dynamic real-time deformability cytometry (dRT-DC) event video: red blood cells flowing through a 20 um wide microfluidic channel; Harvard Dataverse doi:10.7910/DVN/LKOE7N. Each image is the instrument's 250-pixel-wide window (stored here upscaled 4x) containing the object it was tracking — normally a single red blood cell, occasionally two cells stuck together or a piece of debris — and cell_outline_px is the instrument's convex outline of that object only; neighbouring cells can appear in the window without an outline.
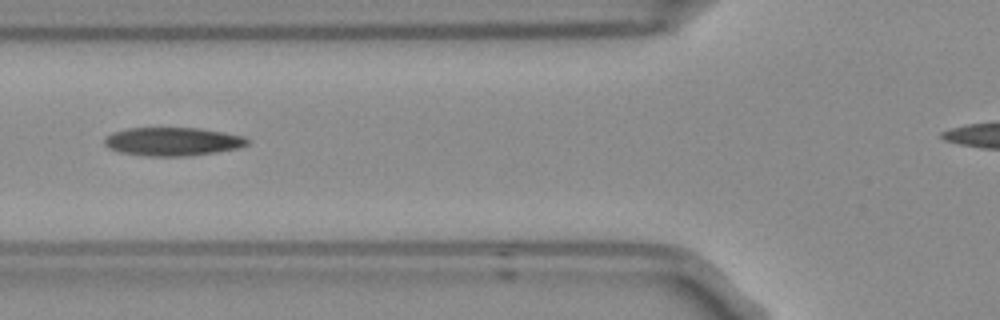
{"species": "Egyptian fruit bat (a non-hibernating species)", "species_latin": "Rousettus aegyptiacus", "temperature_condition": "room temperature", "stored_images_in_passage": 3, "camera_frame_rate_fps": 3000, "um_per_image_px": 0.085, "frame": {"image": 1, "passage_image": 3, "time_ms": 0.667, "image_size_px": [1000, 320], "cell_outline_px": [[252, 140], [248, 144], [236, 148], [216, 152], [184, 156], [148, 156], [120, 152], [108, 148], [104, 144], [104, 140], [112, 132], [128, 128], [200, 128], [224, 132], [244, 136]], "centroid_in_image_um": [14.69, 12.02], "position_along_channel_um": 111.1, "area_um2": 23.64}}